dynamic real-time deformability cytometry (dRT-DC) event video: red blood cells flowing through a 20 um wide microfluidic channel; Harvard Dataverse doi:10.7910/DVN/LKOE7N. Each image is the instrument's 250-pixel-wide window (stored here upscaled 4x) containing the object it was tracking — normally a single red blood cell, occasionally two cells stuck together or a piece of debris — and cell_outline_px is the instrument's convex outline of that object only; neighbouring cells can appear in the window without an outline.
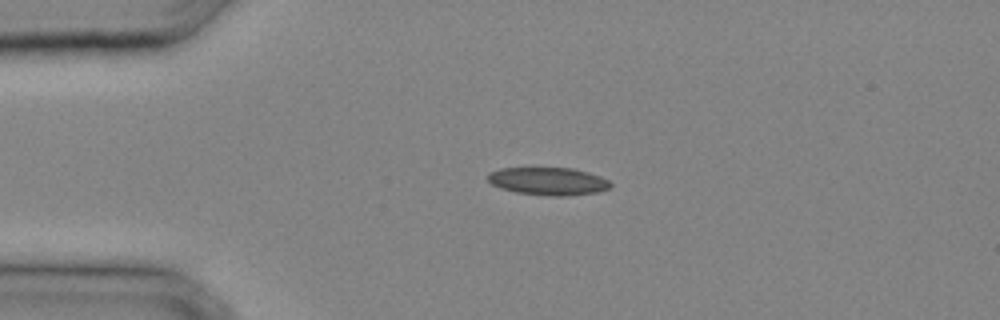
{"species": "common noctule bat (a hibernating species)", "species_latin": "Nyctalus noctula", "temperature_condition": "cold", "stored_images_in_passage": 27, "camera_frame_rate_fps": 3000, "um_per_image_px": 0.085, "animal": {"sex": "male", "body_mass_g": 20.4}, "frame": {"image": 1, "passage_image": 4, "time_ms": 1.0, "image_size_px": [1000, 320], "cell_outline_px": [[612, 188], [596, 192], [564, 196], [552, 196], [516, 192], [500, 188], [492, 184], [488, 180], [488, 172], [500, 168], [572, 168], [588, 172], [600, 176], [608, 180], [612, 184]], "centroid_in_image_um": [46.6, 15.4], "position_along_channel_um": 38.4, "area_um2": 19.83}}
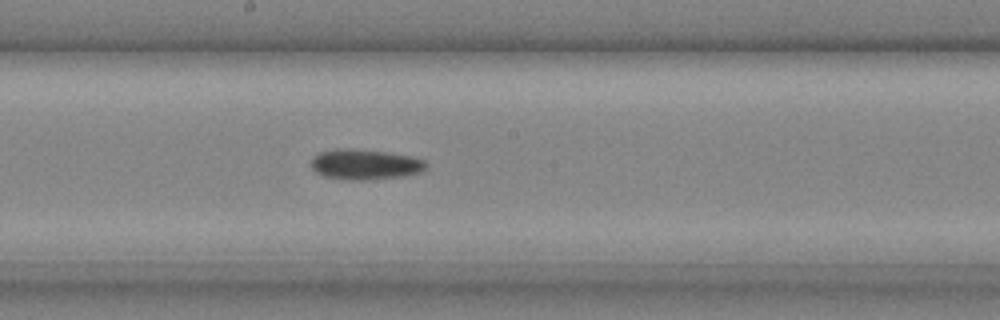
{"frame": {"image": 2, "passage_image": 14, "time_ms": 4.333, "image_size_px": [1000, 320], "cell_outline_px": [[428, 164], [420, 172], [400, 176], [364, 180], [348, 180], [324, 176], [316, 172], [312, 168], [312, 156], [316, 152], [336, 148], [352, 148], [388, 152], [412, 156], [424, 160]], "centroid_in_image_um": [30.98, 13.95], "position_along_channel_um": 217.2, "area_um2": 20.46}}
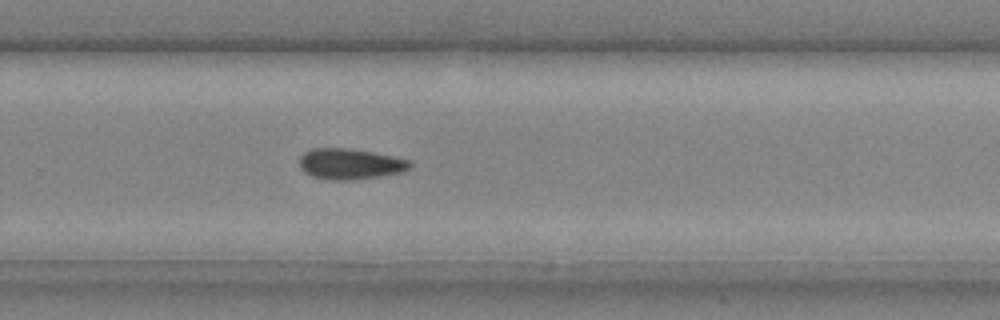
{"frame": {"image": 3, "passage_image": 18, "time_ms": 5.667, "image_size_px": [1000, 320], "cell_outline_px": [[412, 168], [404, 172], [380, 176], [348, 180], [336, 180], [312, 176], [304, 172], [300, 168], [300, 156], [304, 152], [312, 148], [348, 148], [372, 152], [392, 156], [408, 160], [412, 164]], "centroid_in_image_um": [29.77, 13.93], "position_along_channel_um": 300.0, "area_um2": 19.77}}